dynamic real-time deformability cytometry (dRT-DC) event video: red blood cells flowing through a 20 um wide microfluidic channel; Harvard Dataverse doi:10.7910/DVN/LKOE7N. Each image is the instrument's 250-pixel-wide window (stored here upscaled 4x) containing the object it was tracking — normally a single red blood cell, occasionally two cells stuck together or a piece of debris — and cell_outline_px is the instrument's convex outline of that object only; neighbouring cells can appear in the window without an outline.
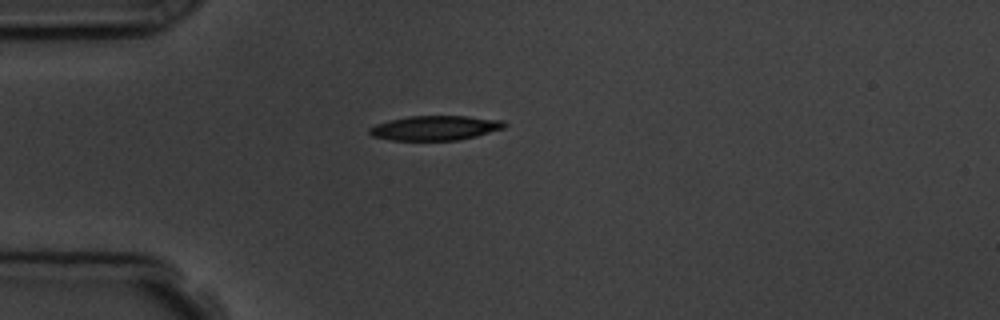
{"species": "common noctule bat (a hibernating species)", "species_latin": "Nyctalus noctula", "temperature_condition": "room temperature", "stored_images_in_passage": 1, "camera_frame_rate_fps": 3000, "um_per_image_px": 0.085, "animal": {"sex": "male", "body_mass_g": 19.5, "forearm_length_mm": 54.6}, "frame": {"image": 1, "passage_image": 1, "time_ms": 0.0, "image_size_px": [1000, 320], "cell_outline_px": [[508, 124], [504, 128], [476, 136], [460, 140], [392, 140], [372, 136], [368, 132], [368, 128], [376, 124], [408, 116], [468, 116], [504, 120]], "centroid_in_image_um": [37.02, 10.87], "position_along_channel_um": 48.0, "area_um2": 19.36}}